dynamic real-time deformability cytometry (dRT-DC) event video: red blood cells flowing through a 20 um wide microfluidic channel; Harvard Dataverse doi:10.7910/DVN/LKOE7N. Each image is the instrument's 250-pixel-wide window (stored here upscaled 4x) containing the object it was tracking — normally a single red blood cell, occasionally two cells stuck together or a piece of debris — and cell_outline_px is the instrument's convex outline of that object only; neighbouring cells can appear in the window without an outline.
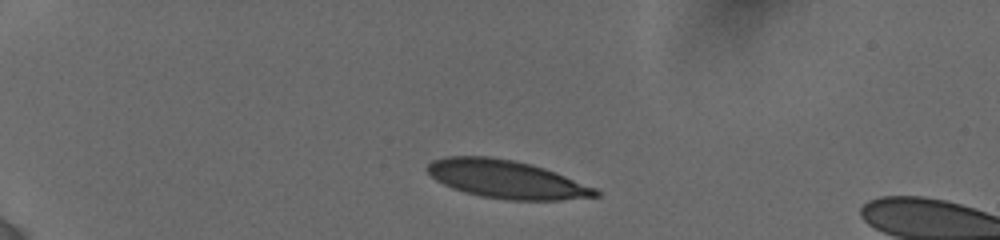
{"species": "human", "species_latin": "Homo sapiens", "temperature_condition": "cold", "stored_images_in_passage": 10, "camera_frame_rate_fps": 3000, "um_per_image_px": 0.085, "donor": {"sex": "female"}, "frame": {"image": 1, "passage_image": 1, "time_ms": 0.0, "image_size_px": [1000, 240], "cell_outline_px": [[600, 196], [560, 200], [508, 200], [480, 196], [464, 192], [452, 188], [436, 180], [424, 168], [432, 160], [444, 156], [488, 156], [512, 160], [532, 164], [556, 172], [596, 188], [600, 192]], "centroid_in_image_um": [43.04, 15.23], "position_along_channel_um": 42.0, "area_um2": 37.45}}
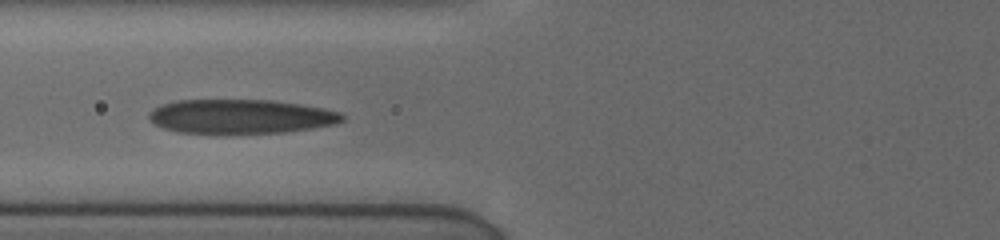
{"frame": {"image": 2, "passage_image": 5, "time_ms": 3.333, "image_size_px": [1000, 240], "cell_outline_px": [[344, 120], [336, 124], [312, 128], [284, 132], [224, 136], [216, 136], [176, 132], [164, 128], [148, 120], [148, 112], [160, 104], [176, 100], [276, 100], [324, 108], [340, 112], [344, 116]], "centroid_in_image_um": [20.41, 9.94], "position_along_channel_um": 105.4, "area_um2": 40.0}}
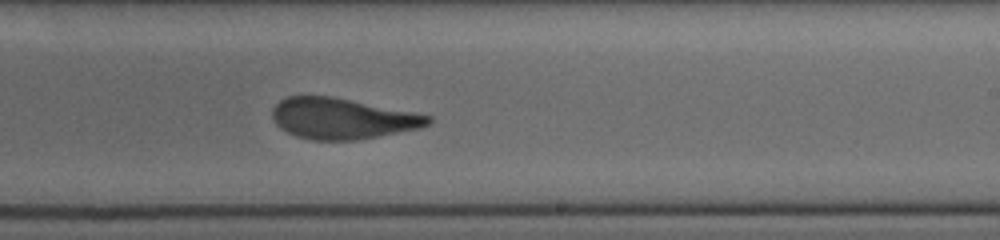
{"frame": {"image": 3, "passage_image": 10, "time_ms": 7.333, "image_size_px": [1000, 240], "cell_outline_px": [[432, 120], [428, 124], [420, 128], [356, 140], [312, 140], [296, 136], [280, 128], [276, 124], [272, 116], [272, 108], [280, 100], [288, 96], [332, 96], [432, 116]], "centroid_in_image_um": [29.05, 10.07], "position_along_channel_um": 259.9, "area_um2": 36.82}}